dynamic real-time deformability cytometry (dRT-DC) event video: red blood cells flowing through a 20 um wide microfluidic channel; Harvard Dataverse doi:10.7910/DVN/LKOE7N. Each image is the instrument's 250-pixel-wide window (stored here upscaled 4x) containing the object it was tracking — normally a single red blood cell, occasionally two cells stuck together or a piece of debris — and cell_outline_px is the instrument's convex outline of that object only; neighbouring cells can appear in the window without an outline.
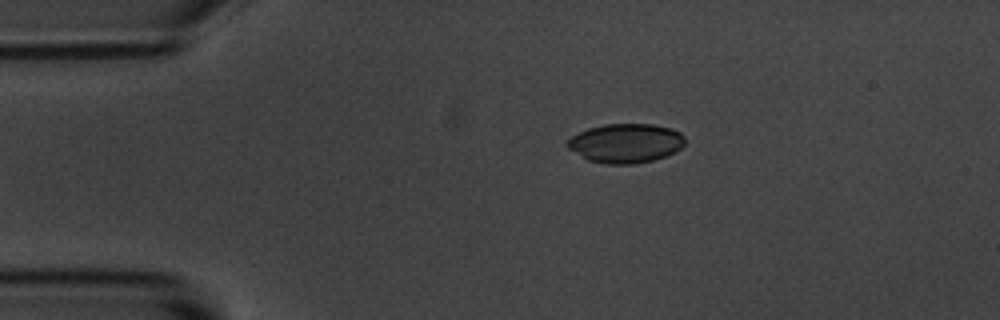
{"species": "common noctule bat (a hibernating species)", "species_latin": "Nyctalus noctula", "temperature_condition": "room temperature", "stored_images_in_passage": 4, "camera_frame_rate_fps": 3000, "um_per_image_px": 0.085, "animal": {"sex": "male", "body_mass_g": 20.1, "forearm_length_mm": 53.5}, "frame": {"image": 1, "passage_image": 1, "time_ms": 0.0, "image_size_px": [1000, 320], "cell_outline_px": [[684, 144], [676, 152], [652, 160], [632, 164], [604, 164], [588, 160], [568, 148], [564, 144], [572, 136], [588, 128], [604, 124], [652, 124], [672, 128], [680, 132], [684, 136]], "centroid_in_image_um": [53.18, 12.17], "position_along_channel_um": 31.8, "area_um2": 26.88}}
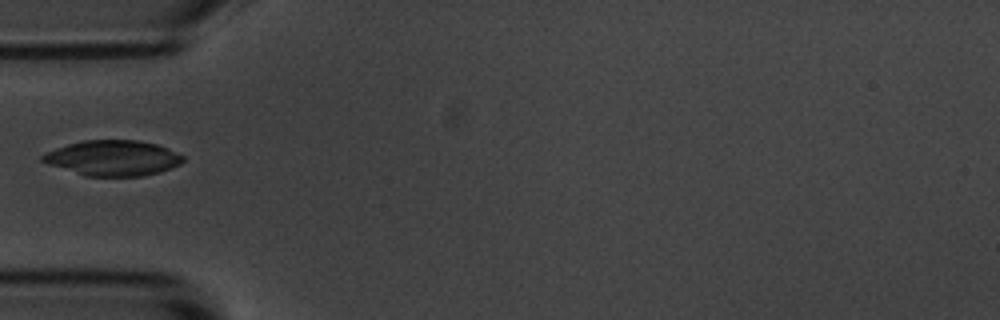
{"frame": {"image": 2, "passage_image": 3, "time_ms": 2.333, "image_size_px": [1000, 320], "cell_outline_px": [[184, 160], [180, 164], [172, 168], [160, 172], [144, 176], [84, 176], [48, 164], [40, 160], [40, 156], [44, 152], [68, 144], [84, 140], [136, 140], [156, 144], [184, 156]], "centroid_in_image_um": [9.57, 13.44], "position_along_channel_um": 75.4, "area_um2": 29.02}}